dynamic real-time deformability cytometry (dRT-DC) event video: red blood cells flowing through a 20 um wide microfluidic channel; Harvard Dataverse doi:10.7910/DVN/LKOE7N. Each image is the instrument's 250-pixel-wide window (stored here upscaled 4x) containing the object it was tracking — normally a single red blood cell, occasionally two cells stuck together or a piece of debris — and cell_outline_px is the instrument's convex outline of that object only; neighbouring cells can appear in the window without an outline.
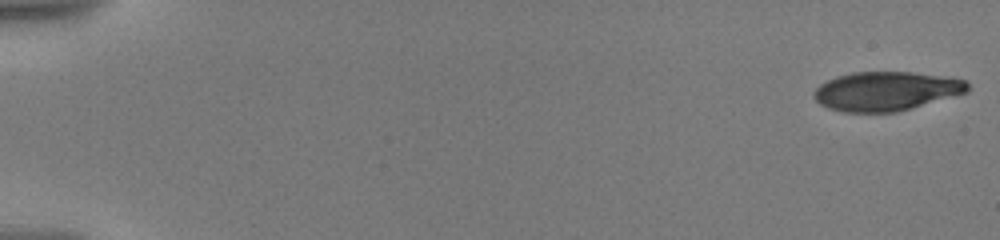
{"species": "human", "species_latin": "Homo sapiens", "temperature_condition": "warm", "stored_images_in_passage": 16, "camera_frame_rate_fps": 3000, "um_per_image_px": 0.085, "donor": {"sex": "male"}, "frame": {"image": 1, "passage_image": 1, "time_ms": 0.0, "image_size_px": [1000, 240], "cell_outline_px": [[968, 92], [896, 112], [844, 112], [828, 108], [820, 104], [812, 96], [812, 92], [820, 84], [836, 76], [852, 72], [912, 72], [964, 80], [968, 84]], "centroid_in_image_um": [75.25, 7.75], "position_along_channel_um": 9.7, "area_um2": 34.74}}
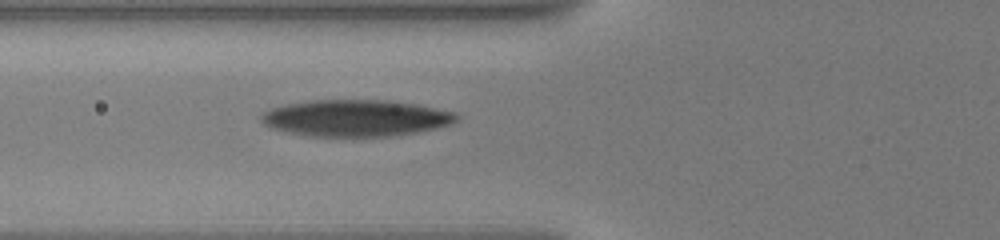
{"frame": {"image": 2, "passage_image": 14, "time_ms": 7.333, "image_size_px": [1000, 240], "cell_outline_px": [[460, 116], [452, 124], [416, 132], [388, 136], [308, 136], [288, 132], [272, 128], [264, 124], [260, 120], [260, 116], [264, 112], [272, 108], [288, 104], [312, 100], [388, 100], [416, 104], [456, 112]], "centroid_in_image_um": [30.25, 10.03], "position_along_channel_um": 95.5, "area_um2": 41.5}}
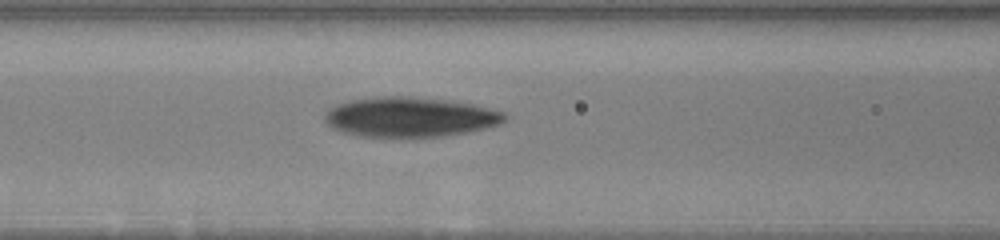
{"frame": {"image": 3, "passage_image": 16, "time_ms": 8.333, "image_size_px": [1000, 240], "cell_outline_px": [[508, 120], [500, 124], [468, 132], [440, 136], [356, 136], [340, 132], [332, 128], [324, 120], [324, 112], [336, 104], [352, 100], [380, 96], [412, 96], [448, 100], [472, 104], [504, 112], [508, 116]], "centroid_in_image_um": [34.83, 9.94], "position_along_channel_um": 131.8, "area_um2": 41.85}}